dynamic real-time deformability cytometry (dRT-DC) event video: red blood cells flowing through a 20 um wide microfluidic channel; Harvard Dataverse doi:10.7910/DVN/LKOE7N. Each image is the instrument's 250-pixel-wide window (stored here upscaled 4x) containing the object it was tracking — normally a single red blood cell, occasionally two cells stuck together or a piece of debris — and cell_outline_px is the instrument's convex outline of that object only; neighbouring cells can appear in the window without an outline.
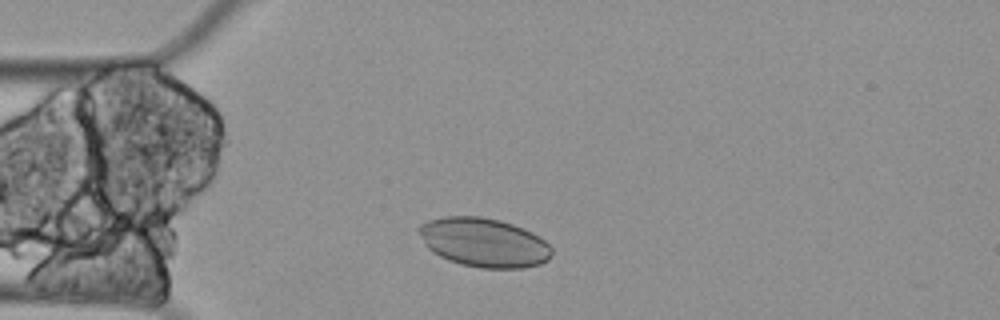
{"species": "Egyptian fruit bat (a non-hibernating species)", "species_latin": "Rousettus aegyptiacus", "temperature_condition": "cold", "stored_images_in_passage": 53, "camera_frame_rate_fps": 3000, "um_per_image_px": 0.085, "animal": {"sex": "female"}, "frame": {"image": 1, "passage_image": 7, "time_ms": 2.0, "image_size_px": [1000, 320], "cell_outline_px": [[552, 252], [548, 260], [540, 264], [524, 268], [480, 268], [460, 264], [448, 260], [432, 252], [424, 244], [416, 232], [416, 228], [420, 224], [428, 220], [444, 216], [480, 216], [500, 220], [524, 228], [532, 232], [544, 240], [552, 248]], "centroid_in_image_um": [41.09, 20.6], "position_along_channel_um": 43.9, "area_um2": 38.38}}
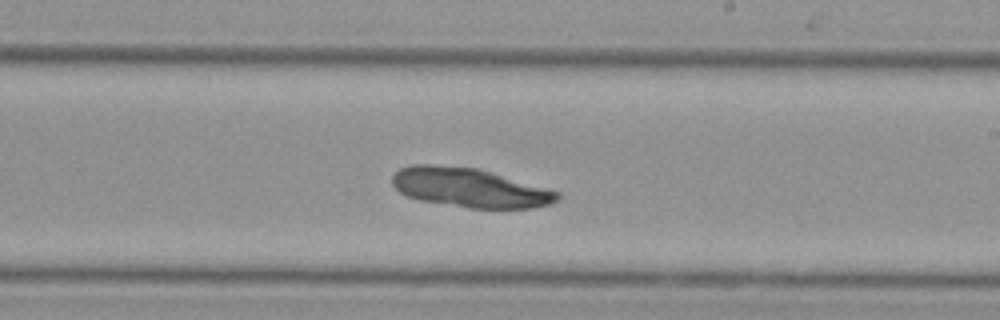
{"frame": {"image": 2, "passage_image": 27, "time_ms": 8.667, "image_size_px": [1000, 320], "cell_outline_px": [[560, 200], [552, 204], [532, 208], [472, 208], [420, 200], [408, 196], [400, 192], [392, 184], [392, 176], [400, 168], [412, 164], [432, 164], [476, 168], [560, 192]], "centroid_in_image_um": [39.93, 15.96], "position_along_channel_um": 249.1, "area_um2": 37.45}}
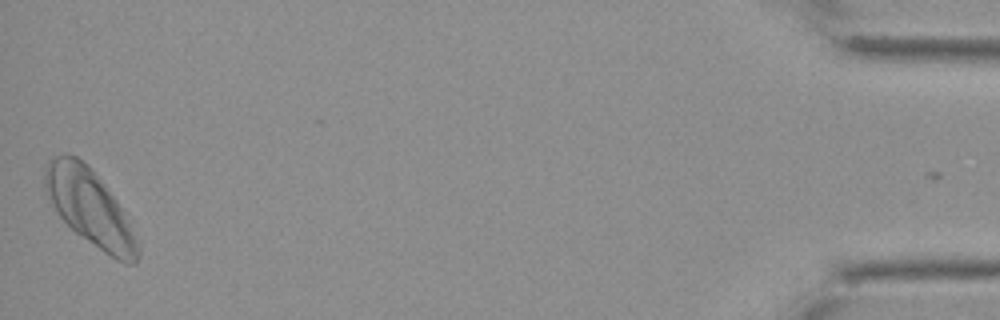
{"frame": {"image": 3, "passage_image": 52, "time_ms": 17.0, "image_size_px": [1000, 320], "cell_outline_px": [[140, 256], [132, 264], [124, 264], [116, 260], [104, 252], [76, 232], [60, 216], [52, 204], [44, 188], [44, 168], [48, 160], [56, 156], [68, 152], [76, 156], [88, 164], [92, 168], [116, 200], [140, 244]], "centroid_in_image_um": [7.63, 17.62], "position_along_channel_um": 427.6, "area_um2": 40.75}}